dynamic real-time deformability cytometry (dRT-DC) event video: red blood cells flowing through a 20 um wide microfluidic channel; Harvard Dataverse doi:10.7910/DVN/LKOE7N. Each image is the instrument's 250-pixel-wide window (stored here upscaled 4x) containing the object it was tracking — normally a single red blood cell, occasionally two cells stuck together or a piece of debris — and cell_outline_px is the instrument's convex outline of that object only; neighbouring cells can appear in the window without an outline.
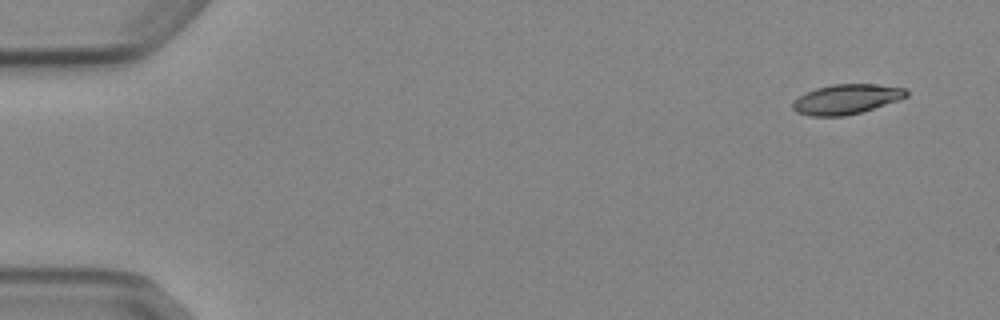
{"species": "Egyptian fruit bat (a non-hibernating species)", "species_latin": "Rousettus aegyptiacus", "temperature_condition": "cold", "stored_images_in_passage": 5, "camera_frame_rate_fps": 3000, "um_per_image_px": 0.085, "animal": {"sex": "female"}, "frame": {"image": 1, "passage_image": 1, "time_ms": 0.0, "image_size_px": [1000, 320], "cell_outline_px": [[908, 96], [900, 100], [860, 112], [844, 116], [812, 116], [796, 112], [792, 108], [792, 104], [800, 96], [816, 88], [832, 84], [876, 84], [904, 88], [908, 92]], "centroid_in_image_um": [71.97, 8.43], "position_along_channel_um": 13.0, "area_um2": 19.59}}
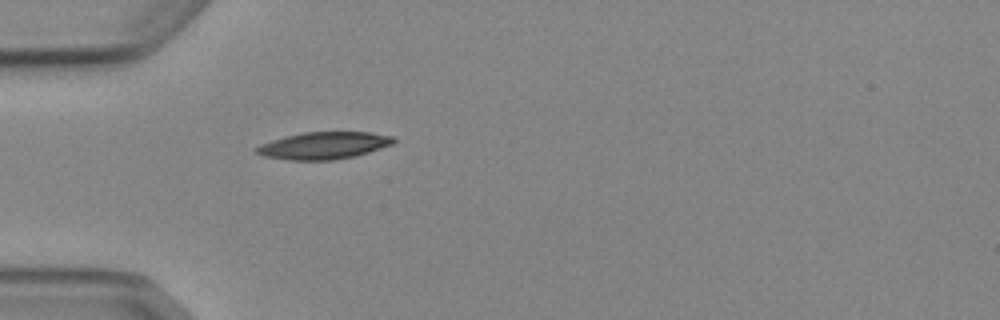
{"frame": {"image": 2, "passage_image": 5, "time_ms": 4.333, "image_size_px": [1000, 320], "cell_outline_px": [[396, 140], [392, 144], [356, 156], [332, 160], [288, 160], [264, 156], [252, 152], [252, 148], [260, 144], [272, 140], [304, 132], [368, 132], [392, 136]], "centroid_in_image_um": [27.46, 12.38], "position_along_channel_um": 57.5, "area_um2": 21.68}}